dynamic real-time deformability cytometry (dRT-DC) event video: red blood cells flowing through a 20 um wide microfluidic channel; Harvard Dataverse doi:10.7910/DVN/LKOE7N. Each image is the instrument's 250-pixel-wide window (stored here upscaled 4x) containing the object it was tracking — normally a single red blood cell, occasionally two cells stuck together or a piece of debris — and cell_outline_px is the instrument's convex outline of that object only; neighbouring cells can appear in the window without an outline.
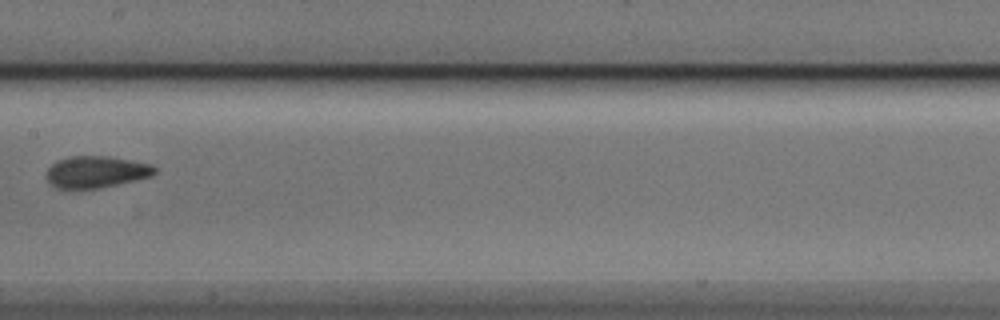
{"species": "Egyptian fruit bat (a non-hibernating species)", "species_latin": "Rousettus aegyptiacus", "temperature_condition": "cold", "stored_images_in_passage": 7, "camera_frame_rate_fps": 3000, "um_per_image_px": 0.085, "animal": {"sex": "male"}, "frame": {"image": 1, "passage_image": 7, "time_ms": 8.0, "image_size_px": [1000, 320], "cell_outline_px": [[156, 172], [152, 176], [136, 180], [100, 188], [52, 188], [44, 176], [48, 168], [56, 160], [68, 156], [108, 156], [148, 164], [156, 168]], "centroid_in_image_um": [8.1, 14.62], "position_along_channel_um": 199.3, "area_um2": 20.11}}